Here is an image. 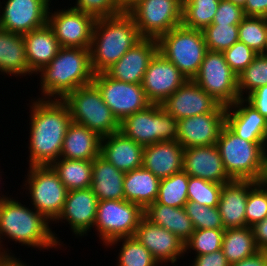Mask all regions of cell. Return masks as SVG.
Masks as SVG:
<instances>
[{"mask_svg":"<svg viewBox=\"0 0 267 266\" xmlns=\"http://www.w3.org/2000/svg\"><path fill=\"white\" fill-rule=\"evenodd\" d=\"M33 99L29 106V166L51 165L60 158L66 130L72 122L70 110L63 100Z\"/></svg>","mask_w":267,"mask_h":266,"instance_id":"6da1fadb","label":"cell"},{"mask_svg":"<svg viewBox=\"0 0 267 266\" xmlns=\"http://www.w3.org/2000/svg\"><path fill=\"white\" fill-rule=\"evenodd\" d=\"M18 201L11 196L2 200L0 206V255H13L1 244L3 242L1 239L4 240L6 237L21 246H32L39 250L56 249L58 246L57 248L60 249L63 242L61 243L56 237L57 234L52 232L49 227L51 222L33 207L30 209L29 206L26 207L25 204Z\"/></svg>","mask_w":267,"mask_h":266,"instance_id":"7a4b0ae2","label":"cell"},{"mask_svg":"<svg viewBox=\"0 0 267 266\" xmlns=\"http://www.w3.org/2000/svg\"><path fill=\"white\" fill-rule=\"evenodd\" d=\"M36 74H41L40 99L63 100L73 90L93 82L89 48L60 47L51 62Z\"/></svg>","mask_w":267,"mask_h":266,"instance_id":"3957f363","label":"cell"},{"mask_svg":"<svg viewBox=\"0 0 267 266\" xmlns=\"http://www.w3.org/2000/svg\"><path fill=\"white\" fill-rule=\"evenodd\" d=\"M141 39L134 19L128 12L97 18L89 48L93 72H105Z\"/></svg>","mask_w":267,"mask_h":266,"instance_id":"277c9868","label":"cell"},{"mask_svg":"<svg viewBox=\"0 0 267 266\" xmlns=\"http://www.w3.org/2000/svg\"><path fill=\"white\" fill-rule=\"evenodd\" d=\"M223 166L231 179L260 182L265 173L267 142H251L238 137L226 125L216 143Z\"/></svg>","mask_w":267,"mask_h":266,"instance_id":"5b68a950","label":"cell"},{"mask_svg":"<svg viewBox=\"0 0 267 266\" xmlns=\"http://www.w3.org/2000/svg\"><path fill=\"white\" fill-rule=\"evenodd\" d=\"M63 101L69 107L72 122L86 126L101 137L120 131L119 121L93 82L73 90Z\"/></svg>","mask_w":267,"mask_h":266,"instance_id":"8992f818","label":"cell"},{"mask_svg":"<svg viewBox=\"0 0 267 266\" xmlns=\"http://www.w3.org/2000/svg\"><path fill=\"white\" fill-rule=\"evenodd\" d=\"M159 52L188 79L197 75L207 51L203 31L174 27L158 40Z\"/></svg>","mask_w":267,"mask_h":266,"instance_id":"52a82bcc","label":"cell"},{"mask_svg":"<svg viewBox=\"0 0 267 266\" xmlns=\"http://www.w3.org/2000/svg\"><path fill=\"white\" fill-rule=\"evenodd\" d=\"M120 131L143 147L159 141H177L178 120L162 105L151 104L121 121Z\"/></svg>","mask_w":267,"mask_h":266,"instance_id":"ba28073f","label":"cell"},{"mask_svg":"<svg viewBox=\"0 0 267 266\" xmlns=\"http://www.w3.org/2000/svg\"><path fill=\"white\" fill-rule=\"evenodd\" d=\"M28 168L24 189L29 190L33 208L53 223L63 209L68 190L50 165Z\"/></svg>","mask_w":267,"mask_h":266,"instance_id":"9c48e42d","label":"cell"},{"mask_svg":"<svg viewBox=\"0 0 267 266\" xmlns=\"http://www.w3.org/2000/svg\"><path fill=\"white\" fill-rule=\"evenodd\" d=\"M143 217L144 210L125 199L98 201L94 227L106 246L115 239L134 236Z\"/></svg>","mask_w":267,"mask_h":266,"instance_id":"30bf717a","label":"cell"},{"mask_svg":"<svg viewBox=\"0 0 267 266\" xmlns=\"http://www.w3.org/2000/svg\"><path fill=\"white\" fill-rule=\"evenodd\" d=\"M182 9L181 0H141L128 13L142 38L158 40L182 24Z\"/></svg>","mask_w":267,"mask_h":266,"instance_id":"8fae6325","label":"cell"},{"mask_svg":"<svg viewBox=\"0 0 267 266\" xmlns=\"http://www.w3.org/2000/svg\"><path fill=\"white\" fill-rule=\"evenodd\" d=\"M222 52L207 50L193 81L221 105L227 107L238 100V79Z\"/></svg>","mask_w":267,"mask_h":266,"instance_id":"7c38bea8","label":"cell"},{"mask_svg":"<svg viewBox=\"0 0 267 266\" xmlns=\"http://www.w3.org/2000/svg\"><path fill=\"white\" fill-rule=\"evenodd\" d=\"M93 83L100 90L103 101L119 123L129 115L151 105L141 84L118 81L105 72L94 74Z\"/></svg>","mask_w":267,"mask_h":266,"instance_id":"4fadbf2b","label":"cell"},{"mask_svg":"<svg viewBox=\"0 0 267 266\" xmlns=\"http://www.w3.org/2000/svg\"><path fill=\"white\" fill-rule=\"evenodd\" d=\"M48 11V25L60 47L90 48L96 18L74 8Z\"/></svg>","mask_w":267,"mask_h":266,"instance_id":"5bb4252c","label":"cell"},{"mask_svg":"<svg viewBox=\"0 0 267 266\" xmlns=\"http://www.w3.org/2000/svg\"><path fill=\"white\" fill-rule=\"evenodd\" d=\"M52 0H4L0 1V28L24 35L47 24Z\"/></svg>","mask_w":267,"mask_h":266,"instance_id":"9a60e30c","label":"cell"},{"mask_svg":"<svg viewBox=\"0 0 267 266\" xmlns=\"http://www.w3.org/2000/svg\"><path fill=\"white\" fill-rule=\"evenodd\" d=\"M188 79L159 51L150 61L141 86L151 104L161 105Z\"/></svg>","mask_w":267,"mask_h":266,"instance_id":"2e32d148","label":"cell"},{"mask_svg":"<svg viewBox=\"0 0 267 266\" xmlns=\"http://www.w3.org/2000/svg\"><path fill=\"white\" fill-rule=\"evenodd\" d=\"M226 125V107L220 105L214 112L183 118L178 121L177 141L183 148L209 146L217 143Z\"/></svg>","mask_w":267,"mask_h":266,"instance_id":"e0dca14e","label":"cell"},{"mask_svg":"<svg viewBox=\"0 0 267 266\" xmlns=\"http://www.w3.org/2000/svg\"><path fill=\"white\" fill-rule=\"evenodd\" d=\"M134 237L148 249L160 265L174 264L184 257V244L174 233L155 225L143 217ZM163 263V264H162Z\"/></svg>","mask_w":267,"mask_h":266,"instance_id":"ac0fdd59","label":"cell"},{"mask_svg":"<svg viewBox=\"0 0 267 266\" xmlns=\"http://www.w3.org/2000/svg\"><path fill=\"white\" fill-rule=\"evenodd\" d=\"M98 201L91 187L68 191L63 209L54 223L68 222L76 237L82 238L94 228Z\"/></svg>","mask_w":267,"mask_h":266,"instance_id":"d6986e66","label":"cell"},{"mask_svg":"<svg viewBox=\"0 0 267 266\" xmlns=\"http://www.w3.org/2000/svg\"><path fill=\"white\" fill-rule=\"evenodd\" d=\"M163 109L178 121L214 112L221 104L193 80H187L162 104Z\"/></svg>","mask_w":267,"mask_h":266,"instance_id":"ffe728a7","label":"cell"},{"mask_svg":"<svg viewBox=\"0 0 267 266\" xmlns=\"http://www.w3.org/2000/svg\"><path fill=\"white\" fill-rule=\"evenodd\" d=\"M158 51L156 39L142 38L105 73L118 81L141 84L150 61Z\"/></svg>","mask_w":267,"mask_h":266,"instance_id":"44dd1931","label":"cell"},{"mask_svg":"<svg viewBox=\"0 0 267 266\" xmlns=\"http://www.w3.org/2000/svg\"><path fill=\"white\" fill-rule=\"evenodd\" d=\"M183 171L189 176L217 184L228 183L232 180L224 169L216 144L184 148Z\"/></svg>","mask_w":267,"mask_h":266,"instance_id":"7402d4cb","label":"cell"},{"mask_svg":"<svg viewBox=\"0 0 267 266\" xmlns=\"http://www.w3.org/2000/svg\"><path fill=\"white\" fill-rule=\"evenodd\" d=\"M226 126L246 141L267 142V119L244 98L226 107Z\"/></svg>","mask_w":267,"mask_h":266,"instance_id":"603a6c76","label":"cell"},{"mask_svg":"<svg viewBox=\"0 0 267 266\" xmlns=\"http://www.w3.org/2000/svg\"><path fill=\"white\" fill-rule=\"evenodd\" d=\"M256 183L253 180L232 179L223 184L218 210L224 229L247 227L245 213L248 192Z\"/></svg>","mask_w":267,"mask_h":266,"instance_id":"cb8c5ba5","label":"cell"},{"mask_svg":"<svg viewBox=\"0 0 267 266\" xmlns=\"http://www.w3.org/2000/svg\"><path fill=\"white\" fill-rule=\"evenodd\" d=\"M144 147L121 131L103 136L100 155L118 170L129 172L143 165Z\"/></svg>","mask_w":267,"mask_h":266,"instance_id":"d4e9b609","label":"cell"},{"mask_svg":"<svg viewBox=\"0 0 267 266\" xmlns=\"http://www.w3.org/2000/svg\"><path fill=\"white\" fill-rule=\"evenodd\" d=\"M184 148L178 141H159L144 146L143 167L157 178H168L183 171Z\"/></svg>","mask_w":267,"mask_h":266,"instance_id":"484cf974","label":"cell"},{"mask_svg":"<svg viewBox=\"0 0 267 266\" xmlns=\"http://www.w3.org/2000/svg\"><path fill=\"white\" fill-rule=\"evenodd\" d=\"M102 137L86 126L71 122L66 130L60 158L93 161L100 155Z\"/></svg>","mask_w":267,"mask_h":266,"instance_id":"4316f807","label":"cell"},{"mask_svg":"<svg viewBox=\"0 0 267 266\" xmlns=\"http://www.w3.org/2000/svg\"><path fill=\"white\" fill-rule=\"evenodd\" d=\"M23 39L27 62L34 73L49 64L60 49L54 31L48 23L41 28L24 34Z\"/></svg>","mask_w":267,"mask_h":266,"instance_id":"83f0119b","label":"cell"},{"mask_svg":"<svg viewBox=\"0 0 267 266\" xmlns=\"http://www.w3.org/2000/svg\"><path fill=\"white\" fill-rule=\"evenodd\" d=\"M125 172L118 170L101 155L93 160L91 189L99 201L125 199Z\"/></svg>","mask_w":267,"mask_h":266,"instance_id":"f1b7e54d","label":"cell"},{"mask_svg":"<svg viewBox=\"0 0 267 266\" xmlns=\"http://www.w3.org/2000/svg\"><path fill=\"white\" fill-rule=\"evenodd\" d=\"M26 76L35 74L26 58L23 35L4 31L0 28V75Z\"/></svg>","mask_w":267,"mask_h":266,"instance_id":"f546056e","label":"cell"},{"mask_svg":"<svg viewBox=\"0 0 267 266\" xmlns=\"http://www.w3.org/2000/svg\"><path fill=\"white\" fill-rule=\"evenodd\" d=\"M144 217L151 223L174 233L183 243L195 230L184 207H172L154 202L144 210Z\"/></svg>","mask_w":267,"mask_h":266,"instance_id":"4dcf8cb0","label":"cell"},{"mask_svg":"<svg viewBox=\"0 0 267 266\" xmlns=\"http://www.w3.org/2000/svg\"><path fill=\"white\" fill-rule=\"evenodd\" d=\"M160 179L143 166L124 175L125 200L135 203L145 210L158 196Z\"/></svg>","mask_w":267,"mask_h":266,"instance_id":"1f68e13d","label":"cell"},{"mask_svg":"<svg viewBox=\"0 0 267 266\" xmlns=\"http://www.w3.org/2000/svg\"><path fill=\"white\" fill-rule=\"evenodd\" d=\"M222 251L230 265L257 253L259 248L256 245L252 227L225 229Z\"/></svg>","mask_w":267,"mask_h":266,"instance_id":"d6a6232c","label":"cell"},{"mask_svg":"<svg viewBox=\"0 0 267 266\" xmlns=\"http://www.w3.org/2000/svg\"><path fill=\"white\" fill-rule=\"evenodd\" d=\"M50 166L68 191L91 187L93 161L59 158Z\"/></svg>","mask_w":267,"mask_h":266,"instance_id":"836d02e7","label":"cell"},{"mask_svg":"<svg viewBox=\"0 0 267 266\" xmlns=\"http://www.w3.org/2000/svg\"><path fill=\"white\" fill-rule=\"evenodd\" d=\"M220 0H186L183 2L182 25L203 31L212 24Z\"/></svg>","mask_w":267,"mask_h":266,"instance_id":"e575fe53","label":"cell"},{"mask_svg":"<svg viewBox=\"0 0 267 266\" xmlns=\"http://www.w3.org/2000/svg\"><path fill=\"white\" fill-rule=\"evenodd\" d=\"M120 245L117 266H158L151 252L146 249L134 236L115 239L106 246Z\"/></svg>","mask_w":267,"mask_h":266,"instance_id":"d590c367","label":"cell"},{"mask_svg":"<svg viewBox=\"0 0 267 266\" xmlns=\"http://www.w3.org/2000/svg\"><path fill=\"white\" fill-rule=\"evenodd\" d=\"M189 175L181 171L160 180L158 196L155 202L172 207H184L188 202Z\"/></svg>","mask_w":267,"mask_h":266,"instance_id":"8d00e7d4","label":"cell"},{"mask_svg":"<svg viewBox=\"0 0 267 266\" xmlns=\"http://www.w3.org/2000/svg\"><path fill=\"white\" fill-rule=\"evenodd\" d=\"M238 38L257 54H263L267 44V18L245 16L238 25Z\"/></svg>","mask_w":267,"mask_h":266,"instance_id":"74e56055","label":"cell"},{"mask_svg":"<svg viewBox=\"0 0 267 266\" xmlns=\"http://www.w3.org/2000/svg\"><path fill=\"white\" fill-rule=\"evenodd\" d=\"M240 98L249 95L255 89L267 85V56L257 54L253 62L237 77ZM245 93V95H243Z\"/></svg>","mask_w":267,"mask_h":266,"instance_id":"f35d334b","label":"cell"},{"mask_svg":"<svg viewBox=\"0 0 267 266\" xmlns=\"http://www.w3.org/2000/svg\"><path fill=\"white\" fill-rule=\"evenodd\" d=\"M239 24H211L203 30L207 50L223 52L236 43Z\"/></svg>","mask_w":267,"mask_h":266,"instance_id":"ab89813d","label":"cell"},{"mask_svg":"<svg viewBox=\"0 0 267 266\" xmlns=\"http://www.w3.org/2000/svg\"><path fill=\"white\" fill-rule=\"evenodd\" d=\"M224 231L218 229L194 230V233L184 244L185 254L191 253V250H193L196 252H194L195 256H198L222 249Z\"/></svg>","mask_w":267,"mask_h":266,"instance_id":"60d3db41","label":"cell"},{"mask_svg":"<svg viewBox=\"0 0 267 266\" xmlns=\"http://www.w3.org/2000/svg\"><path fill=\"white\" fill-rule=\"evenodd\" d=\"M222 186L223 184L189 176L188 201H194L203 206L218 207Z\"/></svg>","mask_w":267,"mask_h":266,"instance_id":"b9f144b4","label":"cell"},{"mask_svg":"<svg viewBox=\"0 0 267 266\" xmlns=\"http://www.w3.org/2000/svg\"><path fill=\"white\" fill-rule=\"evenodd\" d=\"M184 209L191 219L193 227L197 229L225 230L218 207L203 206L194 201H188Z\"/></svg>","mask_w":267,"mask_h":266,"instance_id":"7bdbcfd3","label":"cell"},{"mask_svg":"<svg viewBox=\"0 0 267 266\" xmlns=\"http://www.w3.org/2000/svg\"><path fill=\"white\" fill-rule=\"evenodd\" d=\"M267 217V185L257 182L248 192L246 204V225L254 226Z\"/></svg>","mask_w":267,"mask_h":266,"instance_id":"ee69618b","label":"cell"},{"mask_svg":"<svg viewBox=\"0 0 267 266\" xmlns=\"http://www.w3.org/2000/svg\"><path fill=\"white\" fill-rule=\"evenodd\" d=\"M222 53L231 70L237 76L253 62L257 55L256 52L239 40Z\"/></svg>","mask_w":267,"mask_h":266,"instance_id":"f6af8a7d","label":"cell"},{"mask_svg":"<svg viewBox=\"0 0 267 266\" xmlns=\"http://www.w3.org/2000/svg\"><path fill=\"white\" fill-rule=\"evenodd\" d=\"M74 9L93 15L97 18H105L120 14L118 0H76Z\"/></svg>","mask_w":267,"mask_h":266,"instance_id":"bcb514c9","label":"cell"},{"mask_svg":"<svg viewBox=\"0 0 267 266\" xmlns=\"http://www.w3.org/2000/svg\"><path fill=\"white\" fill-rule=\"evenodd\" d=\"M244 17L242 7L231 1L220 0L212 24H239Z\"/></svg>","mask_w":267,"mask_h":266,"instance_id":"7dc6e473","label":"cell"},{"mask_svg":"<svg viewBox=\"0 0 267 266\" xmlns=\"http://www.w3.org/2000/svg\"><path fill=\"white\" fill-rule=\"evenodd\" d=\"M244 99L267 119V85L255 89Z\"/></svg>","mask_w":267,"mask_h":266,"instance_id":"c3c4849f","label":"cell"},{"mask_svg":"<svg viewBox=\"0 0 267 266\" xmlns=\"http://www.w3.org/2000/svg\"><path fill=\"white\" fill-rule=\"evenodd\" d=\"M192 262V266H230L222 249L212 253L195 256Z\"/></svg>","mask_w":267,"mask_h":266,"instance_id":"681fc988","label":"cell"},{"mask_svg":"<svg viewBox=\"0 0 267 266\" xmlns=\"http://www.w3.org/2000/svg\"><path fill=\"white\" fill-rule=\"evenodd\" d=\"M243 11L245 16L267 18V0H246Z\"/></svg>","mask_w":267,"mask_h":266,"instance_id":"f907efd6","label":"cell"},{"mask_svg":"<svg viewBox=\"0 0 267 266\" xmlns=\"http://www.w3.org/2000/svg\"><path fill=\"white\" fill-rule=\"evenodd\" d=\"M252 229L259 250L267 251V217L252 226Z\"/></svg>","mask_w":267,"mask_h":266,"instance_id":"816d5d0a","label":"cell"},{"mask_svg":"<svg viewBox=\"0 0 267 266\" xmlns=\"http://www.w3.org/2000/svg\"><path fill=\"white\" fill-rule=\"evenodd\" d=\"M230 266H267V251L259 250L254 255L231 264Z\"/></svg>","mask_w":267,"mask_h":266,"instance_id":"f5cc1de1","label":"cell"},{"mask_svg":"<svg viewBox=\"0 0 267 266\" xmlns=\"http://www.w3.org/2000/svg\"><path fill=\"white\" fill-rule=\"evenodd\" d=\"M14 255H0V266H30Z\"/></svg>","mask_w":267,"mask_h":266,"instance_id":"db71d44e","label":"cell"},{"mask_svg":"<svg viewBox=\"0 0 267 266\" xmlns=\"http://www.w3.org/2000/svg\"><path fill=\"white\" fill-rule=\"evenodd\" d=\"M141 0H118L119 8L122 12H128Z\"/></svg>","mask_w":267,"mask_h":266,"instance_id":"11a10c76","label":"cell"},{"mask_svg":"<svg viewBox=\"0 0 267 266\" xmlns=\"http://www.w3.org/2000/svg\"><path fill=\"white\" fill-rule=\"evenodd\" d=\"M227 1H231L232 3H234L235 5H238L240 7H244L246 0H227Z\"/></svg>","mask_w":267,"mask_h":266,"instance_id":"9f6ffc18","label":"cell"},{"mask_svg":"<svg viewBox=\"0 0 267 266\" xmlns=\"http://www.w3.org/2000/svg\"><path fill=\"white\" fill-rule=\"evenodd\" d=\"M262 181L267 185V152H266L265 173Z\"/></svg>","mask_w":267,"mask_h":266,"instance_id":"6f0895ef","label":"cell"},{"mask_svg":"<svg viewBox=\"0 0 267 266\" xmlns=\"http://www.w3.org/2000/svg\"><path fill=\"white\" fill-rule=\"evenodd\" d=\"M0 195H1V196H0V199H6V198H8V195H7V196L4 195V194L2 195V193H0Z\"/></svg>","mask_w":267,"mask_h":266,"instance_id":"680465c9","label":"cell"},{"mask_svg":"<svg viewBox=\"0 0 267 266\" xmlns=\"http://www.w3.org/2000/svg\"><path fill=\"white\" fill-rule=\"evenodd\" d=\"M263 54H264L265 56H267V44H266V47H265V50H264Z\"/></svg>","mask_w":267,"mask_h":266,"instance_id":"91938a15","label":"cell"}]
</instances>
